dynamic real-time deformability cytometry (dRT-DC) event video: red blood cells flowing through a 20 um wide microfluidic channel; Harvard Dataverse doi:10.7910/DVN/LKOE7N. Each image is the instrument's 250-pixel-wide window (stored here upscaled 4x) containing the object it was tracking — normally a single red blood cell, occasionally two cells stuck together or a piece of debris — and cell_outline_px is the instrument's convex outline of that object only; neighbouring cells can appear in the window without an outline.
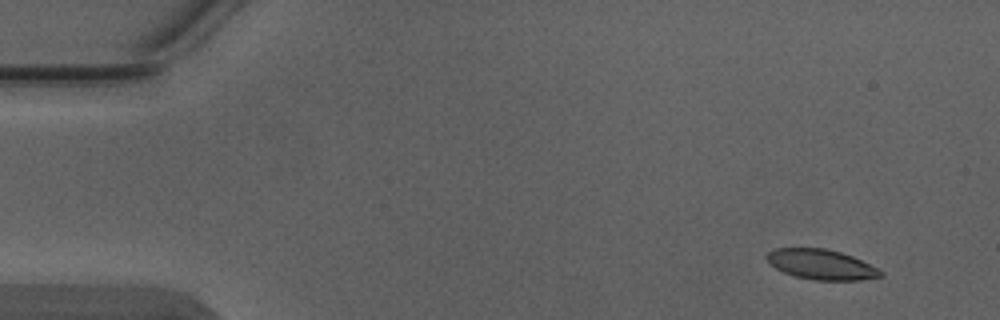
{"species": "Egyptian fruit bat (a non-hibernating species)", "species_latin": "Rousettus aegyptiacus", "temperature_condition": "warm", "stored_images_in_passage": 4, "camera_frame_rate_fps": 3000, "um_per_image_px": 0.085, "animal": {"sex": "male"}, "frame": {"image": 1, "passage_image": 1, "time_ms": 0.0, "image_size_px": [1000, 320], "cell_outline_px": [[884, 276], [860, 280], [812, 280], [796, 276], [784, 272], [768, 264], [764, 256], [768, 252], [776, 248], [824, 248], [840, 252], [852, 256], [884, 272]], "centroid_in_image_um": [69.77, 22.48], "position_along_channel_um": 15.2, "area_um2": 19.94}}
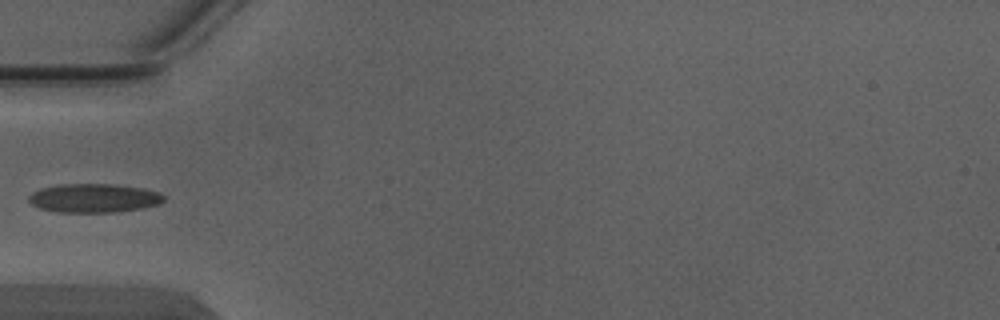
{"frame": {"image": 2, "passage_image": 4, "time_ms": 1.0, "image_size_px": [1000, 320], "cell_outline_px": [[164, 200], [160, 204], [144, 208], [116, 212], [56, 212], [40, 208], [32, 204], [28, 200], [28, 196], [32, 192], [40, 188], [60, 184], [116, 184], [144, 188], [160, 192], [164, 196]], "centroid_in_image_um": [8.0, 16.83], "position_along_channel_um": 77.0, "area_um2": 22.95}}